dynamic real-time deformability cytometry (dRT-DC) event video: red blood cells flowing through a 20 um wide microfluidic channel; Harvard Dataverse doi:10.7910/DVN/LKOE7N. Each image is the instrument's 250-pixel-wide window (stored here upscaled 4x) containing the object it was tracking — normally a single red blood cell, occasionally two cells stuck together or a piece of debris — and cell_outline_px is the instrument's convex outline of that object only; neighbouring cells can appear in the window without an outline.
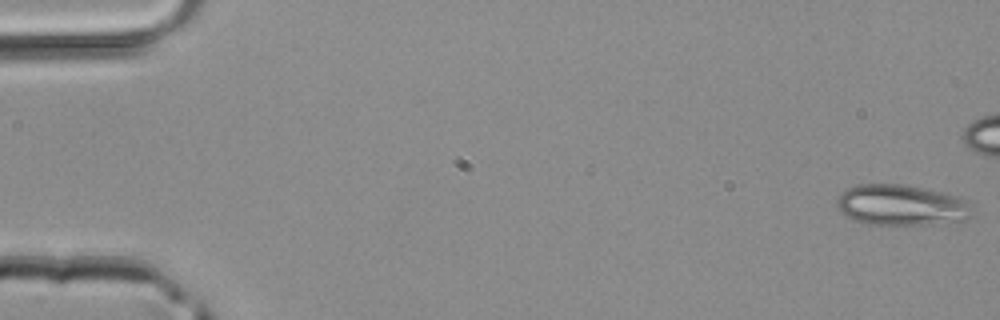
{"species": "common noctule bat (a hibernating species)", "species_latin": "Nyctalus noctula", "temperature_condition": "room temperature", "stored_images_in_passage": 37, "camera_frame_rate_fps": 3000, "um_per_image_px": 0.085, "animal": {"sex": "male", "body_mass_g": 20.4}, "frame": {"image": 1, "passage_image": 1, "time_ms": 0.0, "image_size_px": [1000, 320], "cell_outline_px": [[972, 216], [964, 220], [924, 224], [868, 224], [856, 220], [840, 212], [836, 204], [836, 200], [848, 188], [856, 184], [900, 184], [944, 192], [956, 196], [968, 204]], "centroid_in_image_um": [76.57, 17.42], "position_along_channel_um": 8.4, "area_um2": 31.56}}
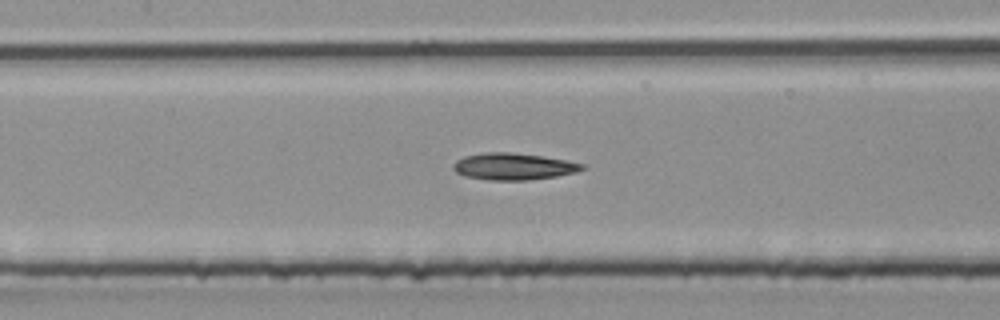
{"frame": {"image": 2, "passage_image": 21, "time_ms": 6.667, "image_size_px": [1000, 320], "cell_outline_px": [[588, 168], [576, 172], [556, 176], [528, 180], [488, 180], [464, 176], [456, 172], [452, 168], [452, 164], [456, 160], [464, 156], [484, 152], [508, 152], [540, 156], [588, 164]], "centroid_in_image_um": [43.64, 14.15], "position_along_channel_um": 163.8, "area_um2": 20.23}}
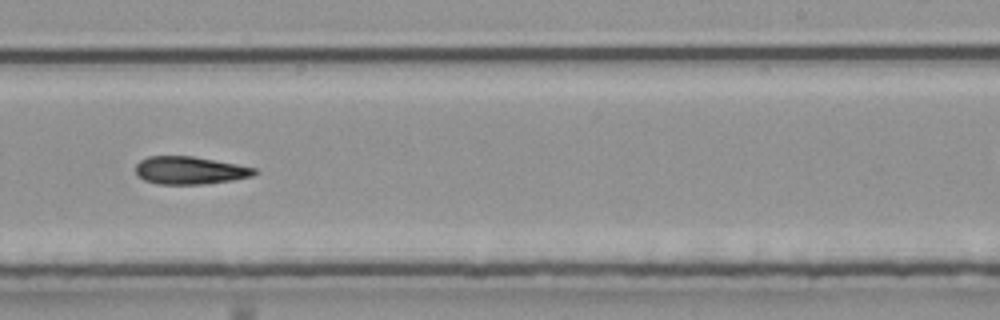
{"frame": {"image": 3, "passage_image": 28, "time_ms": 9.0, "image_size_px": [1000, 320], "cell_outline_px": [[260, 172], [252, 176], [232, 180], [204, 184], [156, 184], [144, 180], [136, 172], [136, 164], [140, 160], [148, 156], [192, 156], [236, 164], [256, 168]], "centroid_in_image_um": [16.15, 14.48], "position_along_channel_um": 272.9, "area_um2": 19.19}}